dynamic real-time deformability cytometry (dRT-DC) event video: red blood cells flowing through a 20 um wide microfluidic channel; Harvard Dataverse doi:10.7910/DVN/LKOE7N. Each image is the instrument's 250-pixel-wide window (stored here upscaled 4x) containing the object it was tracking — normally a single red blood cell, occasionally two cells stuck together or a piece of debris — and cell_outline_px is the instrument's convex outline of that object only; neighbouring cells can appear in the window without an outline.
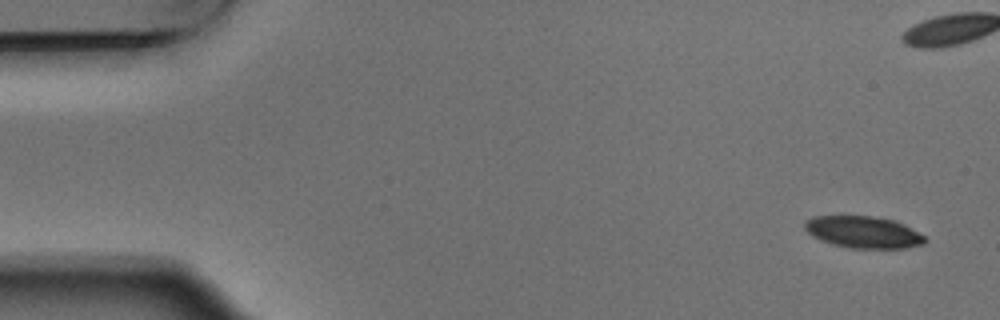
{"species": "Egyptian fruit bat (a non-hibernating species)", "species_latin": "Rousettus aegyptiacus", "temperature_condition": "warm", "stored_images_in_passage": 7, "camera_frame_rate_fps": 3000, "um_per_image_px": 0.085, "animal": {"sex": "male"}, "frame": {"image": 1, "passage_image": 1, "time_ms": 0.0, "image_size_px": [1000, 320], "cell_outline_px": [[928, 240], [924, 244], [904, 248], [852, 248], [832, 244], [820, 240], [812, 236], [804, 228], [804, 224], [812, 216], [872, 216], [892, 220], [924, 236]], "centroid_in_image_um": [73.34, 19.74], "position_along_channel_um": 11.7, "area_um2": 21.96}}
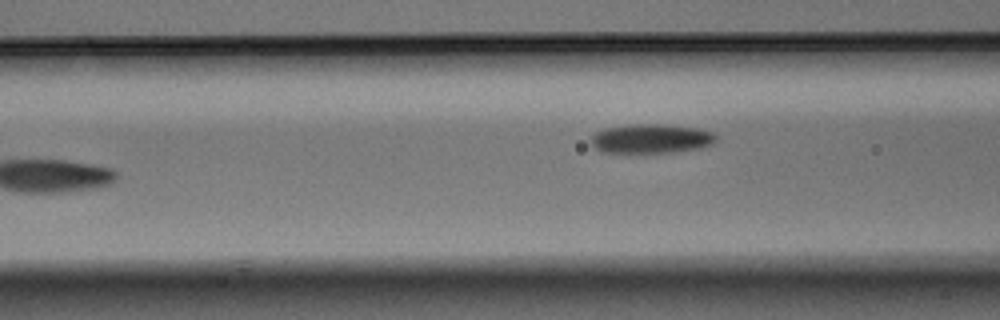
{"frame": {"image": 2, "passage_image": 7, "time_ms": 2.0, "image_size_px": [1000, 320], "cell_outline_px": [[716, 140], [712, 144], [700, 148], [672, 152], [600, 152], [592, 144], [592, 136], [596, 132], [604, 128], [632, 124], [660, 124], [696, 128], [712, 132], [716, 136]], "centroid_in_image_um": [55.34, 11.78], "position_along_channel_um": 111.3, "area_um2": 21.1}}